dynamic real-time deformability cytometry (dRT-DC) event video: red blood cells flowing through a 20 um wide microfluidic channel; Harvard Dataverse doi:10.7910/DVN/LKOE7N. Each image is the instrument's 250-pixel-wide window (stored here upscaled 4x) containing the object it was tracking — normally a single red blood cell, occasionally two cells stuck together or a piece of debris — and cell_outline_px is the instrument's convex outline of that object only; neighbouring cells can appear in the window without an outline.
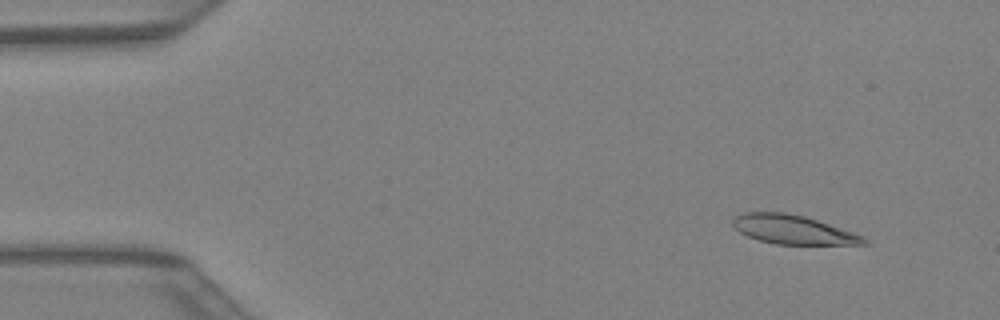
{"species": "Egyptian fruit bat (a non-hibernating species)", "species_latin": "Rousettus aegyptiacus", "temperature_condition": "warm", "stored_images_in_passage": 41, "camera_frame_rate_fps": 3000, "um_per_image_px": 0.085, "animal": {"sex": "female"}, "frame": {"image": 1, "passage_image": 3, "time_ms": 0.667, "image_size_px": [1000, 320], "cell_outline_px": [[868, 244], [776, 244], [760, 240], [748, 236], [740, 232], [732, 224], [732, 216], [744, 212], [784, 212], [804, 216], [852, 232], [868, 240]], "centroid_in_image_um": [67.34, 19.5], "position_along_channel_um": 17.7, "area_um2": 21.79}}
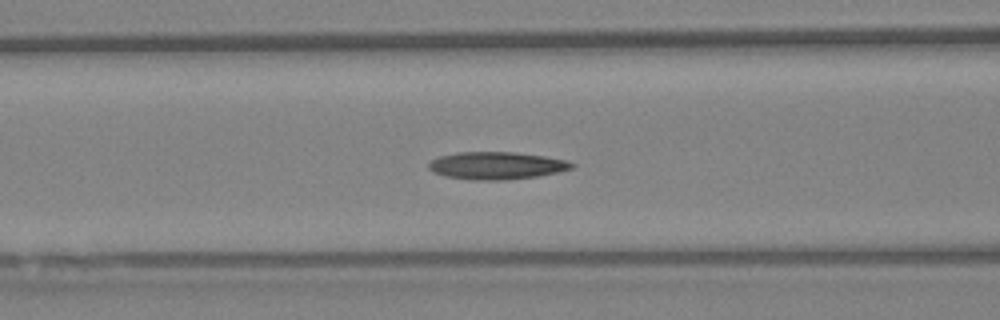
{"frame": {"image": 2, "passage_image": 16, "time_ms": 5.0, "image_size_px": [1000, 320], "cell_outline_px": [[576, 164], [572, 168], [556, 172], [536, 176], [504, 180], [472, 180], [444, 176], [432, 172], [428, 168], [428, 164], [432, 160], [440, 156], [456, 152], [516, 152], [544, 156], [568, 160]], "centroid_in_image_um": [42.18, 14.07], "position_along_channel_um": 124.4, "area_um2": 22.95}}
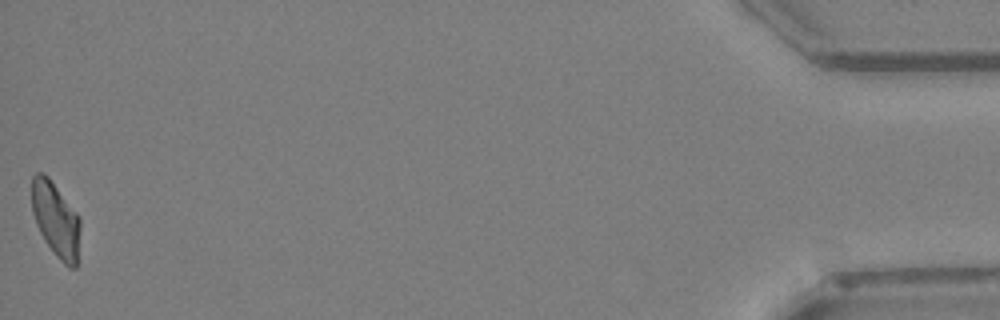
{"frame": {"image": 3, "passage_image": 41, "time_ms": 13.333, "image_size_px": [1000, 320], "cell_outline_px": [[80, 228], [76, 268], [68, 268], [56, 256], [44, 240], [36, 224], [32, 212], [32, 176], [36, 172], [44, 172], [48, 176], [80, 216]], "centroid_in_image_um": [4.74, 18.65], "position_along_channel_um": 430.5, "area_um2": 21.27}}